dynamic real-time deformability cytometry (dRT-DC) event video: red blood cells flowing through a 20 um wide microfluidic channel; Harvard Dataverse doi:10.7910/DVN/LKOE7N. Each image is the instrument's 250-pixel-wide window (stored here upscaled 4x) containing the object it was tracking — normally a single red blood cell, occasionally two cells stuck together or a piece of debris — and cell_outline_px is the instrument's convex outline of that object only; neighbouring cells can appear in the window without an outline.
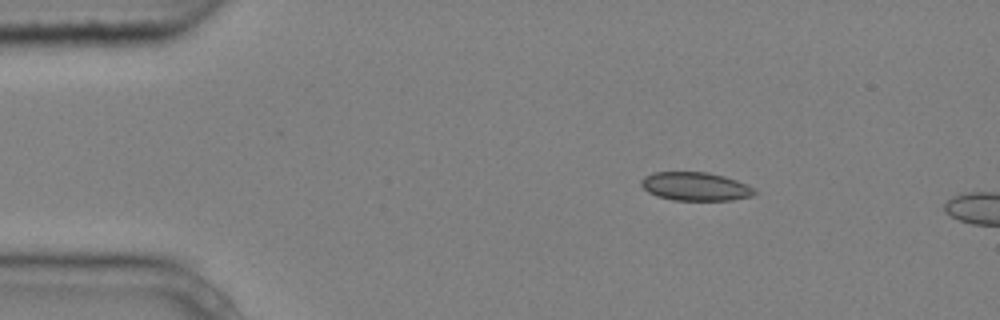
{"species": "common noctule bat (a hibernating species)", "species_latin": "Nyctalus noctula", "temperature_condition": "cold", "stored_images_in_passage": 4, "camera_frame_rate_fps": 3000, "um_per_image_px": 0.085, "animal": {"sex": "male", "body_mass_g": 20.4}, "frame": {"image": 1, "passage_image": 2, "time_ms": 0.333, "image_size_px": [1000, 320], "cell_outline_px": [[756, 192], [752, 196], [732, 200], [672, 200], [656, 196], [648, 192], [640, 184], [640, 180], [644, 176], [652, 172], [708, 172], [724, 176], [748, 184]], "centroid_in_image_um": [59.08, 15.84], "position_along_channel_um": 25.9, "area_um2": 18.9}}